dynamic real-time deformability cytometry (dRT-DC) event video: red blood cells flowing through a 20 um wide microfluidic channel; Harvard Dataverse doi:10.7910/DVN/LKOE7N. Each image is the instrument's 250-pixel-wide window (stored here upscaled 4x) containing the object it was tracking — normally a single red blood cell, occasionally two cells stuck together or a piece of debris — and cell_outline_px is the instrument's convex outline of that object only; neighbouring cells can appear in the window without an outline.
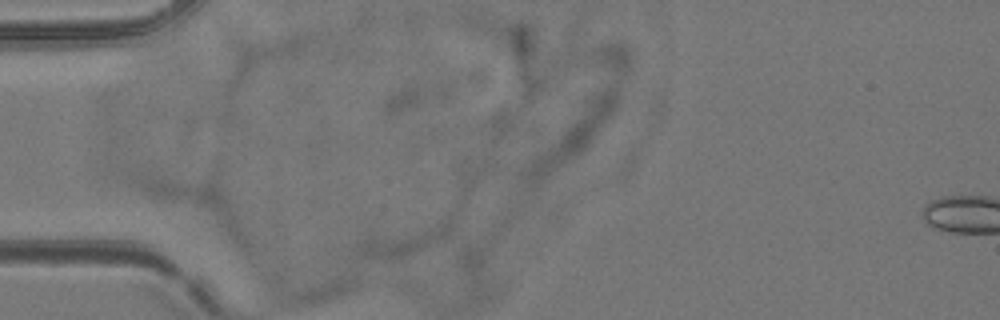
{"species": "common noctule bat (a hibernating species)", "species_latin": "Nyctalus noctula", "temperature_condition": "room temperature", "stored_images_in_passage": 2, "camera_frame_rate_fps": 3000, "um_per_image_px": 0.085, "animal": {"sex": "female", "body_mass_g": 24.6, "forearm_length_mm": 56.2}, "frame": {"image": 1, "passage_image": 1, "time_ms": 0.0, "image_size_px": [1000, 320], "cell_outline_px": [[452, 224], [448, 232], [444, 236], [400, 260], [392, 260], [360, 256], [356, 252], [360, 240], [372, 236], [448, 216], [452, 216]], "centroid_in_image_um": [34.35, 20.4], "position_along_channel_um": 50.6, "area_um2": 16.13}}